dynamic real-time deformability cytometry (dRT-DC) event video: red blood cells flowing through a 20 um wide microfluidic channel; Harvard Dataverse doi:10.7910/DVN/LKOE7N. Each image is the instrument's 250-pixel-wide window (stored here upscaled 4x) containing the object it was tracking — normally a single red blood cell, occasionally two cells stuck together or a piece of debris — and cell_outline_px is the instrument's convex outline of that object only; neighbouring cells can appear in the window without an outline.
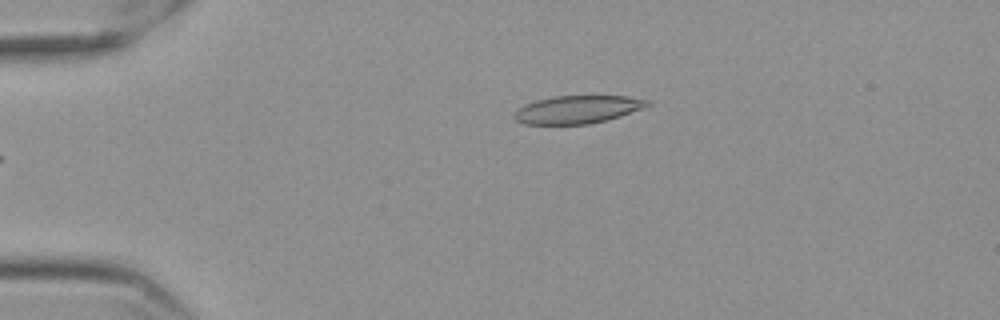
{"species": "Egyptian fruit bat (a non-hibernating species)", "species_latin": "Rousettus aegyptiacus", "temperature_condition": "cold", "stored_images_in_passage": 39, "camera_frame_rate_fps": 3000, "um_per_image_px": 0.085, "frame": {"image": 1, "passage_image": 2, "time_ms": 0.333, "image_size_px": [1000, 320], "cell_outline_px": [[652, 104], [644, 108], [608, 120], [588, 124], [524, 124], [516, 120], [512, 116], [524, 104], [536, 100], [552, 96], [628, 96], [652, 100]], "centroid_in_image_um": [49.14, 9.3], "position_along_channel_um": 35.9, "area_um2": 21.79}}
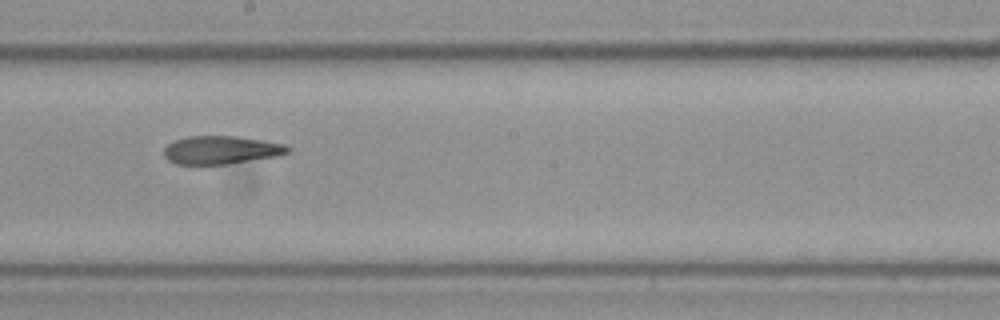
{"frame": {"image": 2, "passage_image": 22, "time_ms": 7.0, "image_size_px": [1000, 320], "cell_outline_px": [[292, 152], [276, 156], [224, 164], [176, 164], [168, 160], [164, 156], [164, 148], [168, 144], [176, 140], [188, 136], [236, 136], [264, 140], [284, 144], [292, 148]], "centroid_in_image_um": [18.82, 12.74], "position_along_channel_um": 229.4, "area_um2": 20.29}}
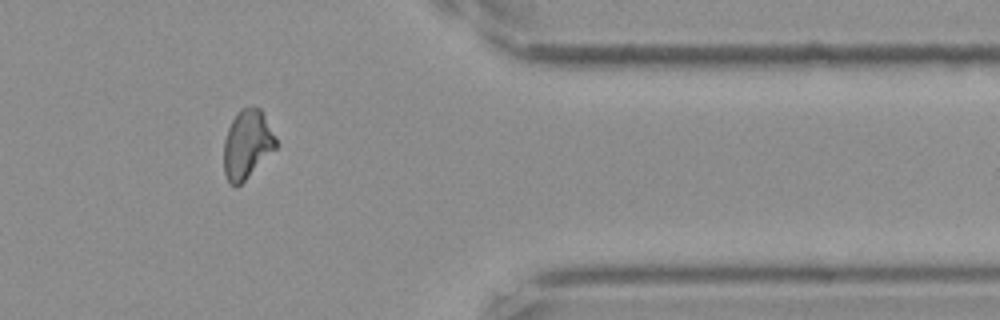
{"frame": {"image": 3, "passage_image": 37, "time_ms": 12.0, "image_size_px": [1000, 320], "cell_outline_px": [[280, 144], [236, 188], [228, 184], [224, 172], [224, 140], [228, 128], [236, 112], [240, 108], [260, 108], [276, 136]], "centroid_in_image_um": [21.0, 12.28], "position_along_channel_um": 390.4, "area_um2": 20.92}, "authors_computed_cell_mechanics": {"area_um2": 21.2704, "velocity_mm_per_s": 3.5594, "shape_relaxation_time_tau1_ms": null, "shape_relaxation_time_tau2_ms": 2.1935, "deformation_change_tau1": null, "deformation_change_tau2": 0.0985}}